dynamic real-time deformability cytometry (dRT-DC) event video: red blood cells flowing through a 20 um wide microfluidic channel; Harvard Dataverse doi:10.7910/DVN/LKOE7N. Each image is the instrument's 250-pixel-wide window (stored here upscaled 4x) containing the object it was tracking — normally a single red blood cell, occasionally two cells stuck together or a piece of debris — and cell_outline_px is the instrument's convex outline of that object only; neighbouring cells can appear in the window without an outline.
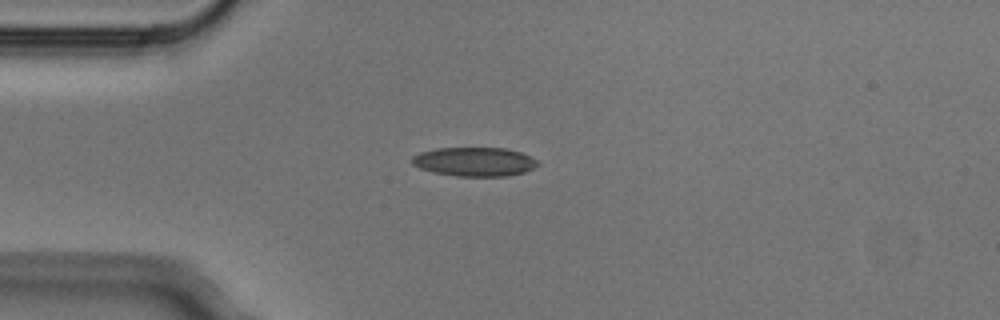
{"species": "Egyptian fruit bat (a non-hibernating species)", "species_latin": "Rousettus aegyptiacus", "temperature_condition": "cold", "stored_images_in_passage": 3, "camera_frame_rate_fps": 3000, "um_per_image_px": 0.085, "animal": {"sex": "male"}, "frame": {"image": 1, "passage_image": 1, "time_ms": 0.0, "image_size_px": [1000, 320], "cell_outline_px": [[540, 164], [524, 172], [508, 176], [456, 176], [432, 172], [420, 168], [412, 164], [412, 156], [420, 152], [436, 148], [508, 148], [520, 152], [536, 160]], "centroid_in_image_um": [40.31, 13.74], "position_along_channel_um": 44.7, "area_um2": 21.21}}
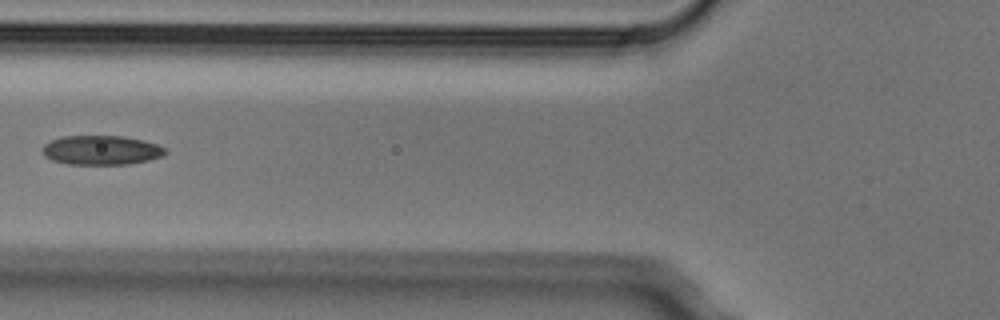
{"frame": {"image": 2, "passage_image": 3, "time_ms": 0.667, "image_size_px": [1000, 320], "cell_outline_px": [[168, 152], [164, 156], [148, 160], [128, 164], [68, 164], [52, 160], [44, 156], [40, 148], [44, 144], [52, 140], [64, 136], [124, 136], [144, 140], [168, 148]], "centroid_in_image_um": [8.63, 12.76], "position_along_channel_um": 117.2, "area_um2": 21.21}}